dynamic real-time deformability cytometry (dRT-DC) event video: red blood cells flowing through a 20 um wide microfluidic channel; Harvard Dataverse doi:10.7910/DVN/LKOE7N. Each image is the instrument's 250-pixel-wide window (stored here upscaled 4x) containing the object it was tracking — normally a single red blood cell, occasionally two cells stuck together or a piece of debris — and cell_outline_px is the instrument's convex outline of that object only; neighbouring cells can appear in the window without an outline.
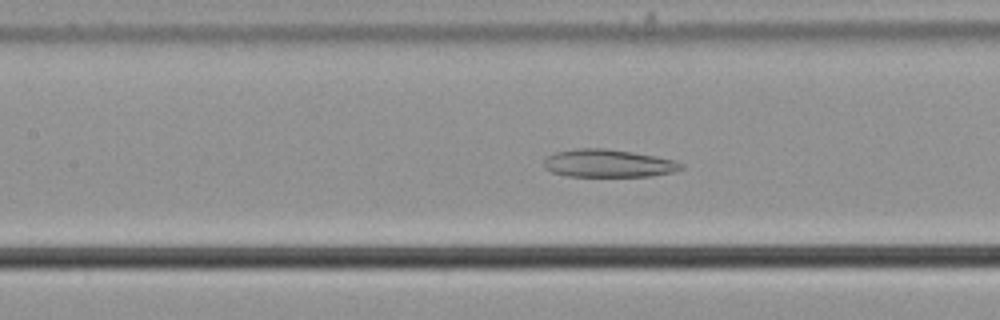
{"species": "common noctule bat (a hibernating species)", "species_latin": "Nyctalus noctula", "temperature_condition": "cold", "stored_images_in_passage": 43, "camera_frame_rate_fps": 3000, "um_per_image_px": 0.085, "animal": {"sex": "male", "body_mass_g": 21.5, "forearm_length_mm": 52.0}, "frame": {"image": 1, "passage_image": 12, "time_ms": 3.667, "image_size_px": [1000, 320], "cell_outline_px": [[684, 168], [676, 172], [652, 176], [568, 176], [552, 172], [544, 168], [544, 160], [548, 156], [556, 152], [576, 148], [604, 148], [632, 152], [656, 156], [676, 160], [684, 164]], "centroid_in_image_um": [51.75, 13.88], "position_along_channel_um": 155.6, "area_um2": 22.43}}
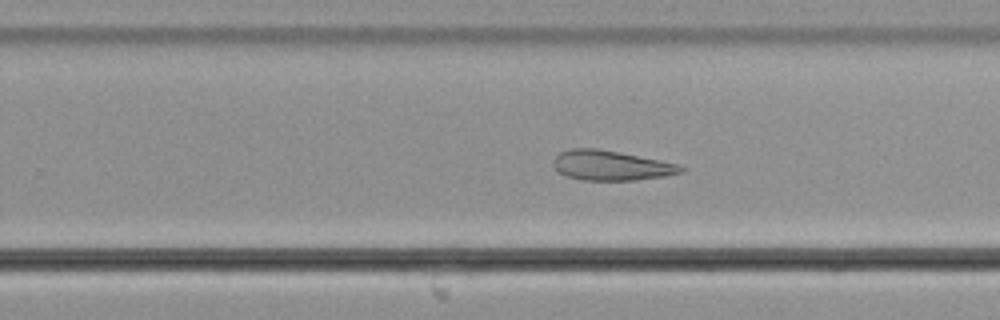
{"frame": {"image": 2, "passage_image": 22, "time_ms": 7.0, "image_size_px": [1000, 320], "cell_outline_px": [[684, 172], [664, 176], [636, 180], [584, 180], [568, 176], [560, 172], [552, 164], [552, 160], [560, 152], [572, 148], [596, 148], [660, 160], [680, 164], [684, 168]], "centroid_in_image_um": [51.95, 14.06], "position_along_channel_um": 277.9, "area_um2": 22.02}}
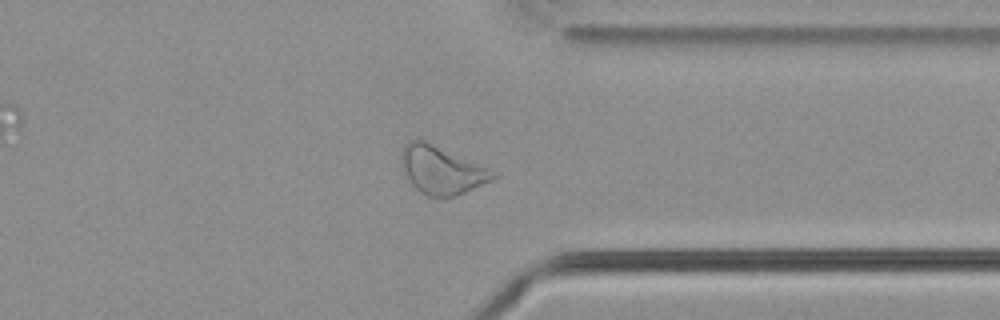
{"frame": {"image": 3, "passage_image": 30, "time_ms": 9.667, "image_size_px": [1000, 320], "cell_outline_px": [[500, 176], [492, 180], [456, 196], [428, 196], [420, 192], [408, 180], [400, 160], [400, 148], [404, 144], [412, 140], [424, 140], [500, 172]], "centroid_in_image_um": [37.56, 14.44], "position_along_channel_um": 373.8, "area_um2": 25.78}, "authors_computed_cell_mechanics": {"area_um2": 24.6228, "velocity_mm_per_s": 3.6738, "shape_relaxation_time_tau1_ms": null, "shape_relaxation_time_tau2_ms": 5.0887, "deformation_change_tau1": null, "deformation_change_tau2": 0.1425}}